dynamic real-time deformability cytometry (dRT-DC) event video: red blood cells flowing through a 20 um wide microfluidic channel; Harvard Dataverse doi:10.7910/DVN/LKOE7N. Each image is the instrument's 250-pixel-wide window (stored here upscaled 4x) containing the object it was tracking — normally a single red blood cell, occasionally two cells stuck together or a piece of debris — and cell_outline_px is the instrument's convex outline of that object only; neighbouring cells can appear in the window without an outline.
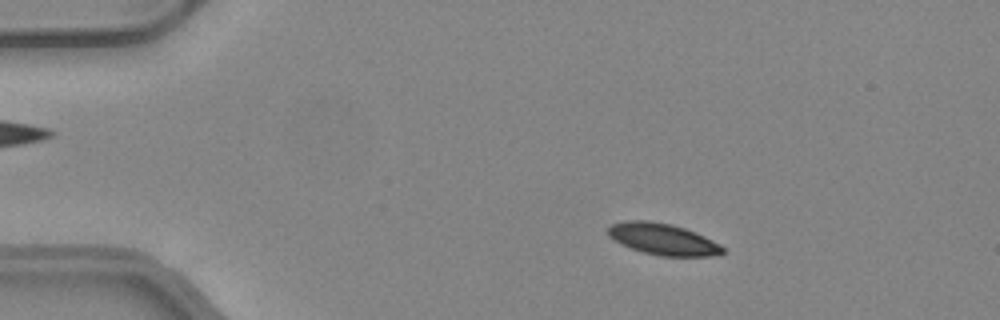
{"species": "common noctule bat (a hibernating species)", "species_latin": "Nyctalus noctula", "temperature_condition": "warm", "stored_images_in_passage": 51, "camera_frame_rate_fps": 3000, "um_per_image_px": 0.085, "animal": {"sex": "female", "body_mass_g": 24.6, "forearm_length_mm": 56.2}, "frame": {"image": 1, "passage_image": 9, "time_ms": 2.667, "image_size_px": [1000, 320], "cell_outline_px": [[724, 252], [712, 256], [660, 256], [644, 252], [620, 244], [608, 236], [608, 228], [612, 224], [624, 220], [648, 220], [672, 224], [696, 232], [720, 244], [724, 248]], "centroid_in_image_um": [56.33, 20.32], "position_along_channel_um": 28.7, "area_um2": 21.04}}
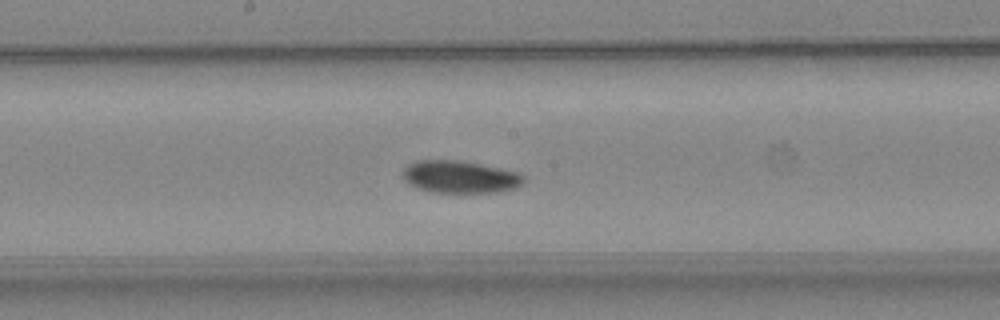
{"frame": {"image": 2, "passage_image": 27, "time_ms": 8.667, "image_size_px": [1000, 320], "cell_outline_px": [[524, 180], [516, 188], [496, 192], [432, 192], [416, 188], [408, 184], [400, 176], [404, 168], [408, 164], [416, 160], [460, 160], [480, 164], [516, 172], [524, 176]], "centroid_in_image_um": [39.02, 15.03], "position_along_channel_um": 209.2, "area_um2": 22.83}}
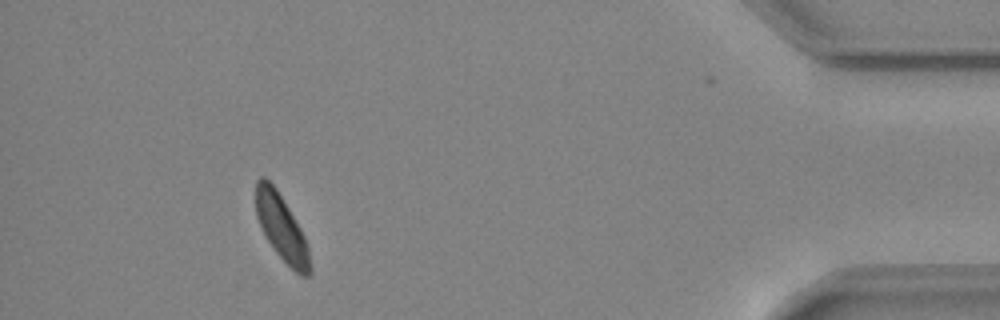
{"frame": {"image": 3, "passage_image": 46, "time_ms": 15.0, "image_size_px": [1000, 320], "cell_outline_px": [[312, 272], [308, 276], [300, 276], [276, 252], [268, 240], [256, 216], [256, 180], [260, 176], [264, 176], [276, 188], [300, 228], [304, 236], [308, 248], [312, 264]], "centroid_in_image_um": [23.95, 19.37], "position_along_channel_um": 411.3, "area_um2": 20.46}, "authors_computed_cell_mechanics": {"area_um2": 21.8484, "velocity_mm_per_s": 4.1238, "shape_relaxation_time_tau1_ms": 2.6027, "shape_relaxation_time_tau2_ms": null, "deformation_change_tau1": 0.0897, "deformation_change_tau2": null}}